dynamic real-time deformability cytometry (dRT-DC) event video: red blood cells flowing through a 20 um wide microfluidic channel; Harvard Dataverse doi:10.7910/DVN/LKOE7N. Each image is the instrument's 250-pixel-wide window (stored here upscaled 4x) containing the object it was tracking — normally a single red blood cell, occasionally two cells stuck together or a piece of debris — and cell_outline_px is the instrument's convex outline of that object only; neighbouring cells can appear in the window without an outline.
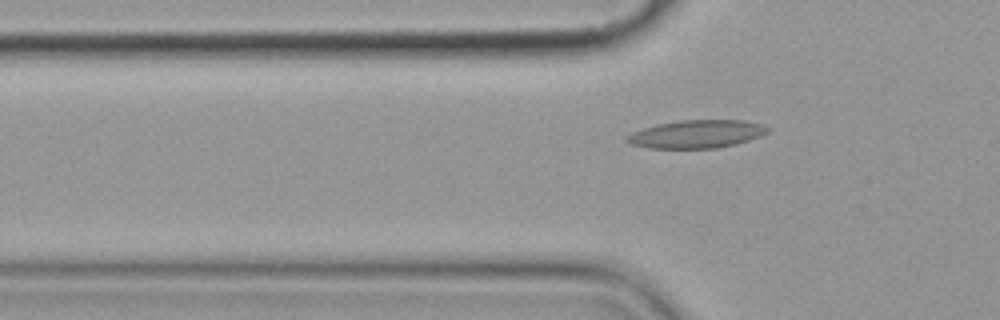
{"species": "common noctule bat (a hibernating species)", "species_latin": "Nyctalus noctula", "temperature_condition": "cold", "stored_images_in_passage": 2, "camera_frame_rate_fps": 3000, "um_per_image_px": 0.085, "animal": {"sex": "female", "body_mass_g": 19.9}, "frame": {"image": 1, "passage_image": 2, "time_ms": 2.0, "image_size_px": [1000, 320], "cell_outline_px": [[772, 128], [768, 132], [760, 136], [736, 144], [716, 148], [648, 148], [628, 144], [624, 140], [624, 136], [632, 132], [656, 124], [680, 120], [744, 120], [764, 124]], "centroid_in_image_um": [59.2, 11.39], "position_along_channel_um": 66.6, "area_um2": 23.29}}